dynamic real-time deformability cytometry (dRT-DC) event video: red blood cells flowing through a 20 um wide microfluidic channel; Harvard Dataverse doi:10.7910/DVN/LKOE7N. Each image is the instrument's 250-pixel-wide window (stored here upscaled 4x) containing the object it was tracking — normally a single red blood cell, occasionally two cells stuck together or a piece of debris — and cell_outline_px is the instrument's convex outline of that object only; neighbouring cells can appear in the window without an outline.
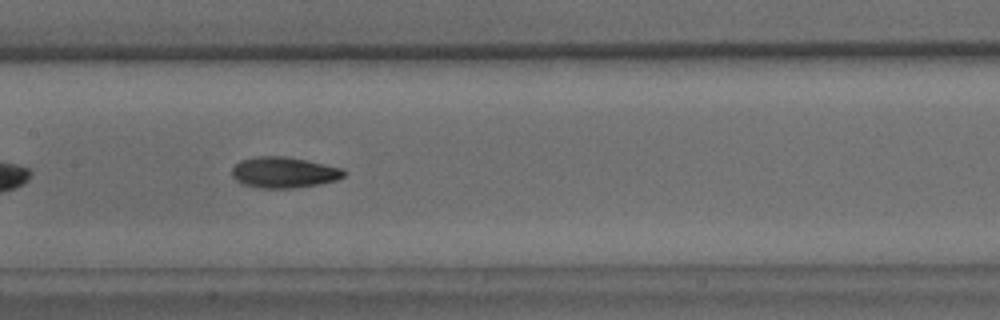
{"species": "common noctule bat (a hibernating species)", "species_latin": "Nyctalus noctula", "temperature_condition": "warm", "stored_images_in_passage": 39, "camera_frame_rate_fps": 3000, "um_per_image_px": 0.085, "animal": {"sex": "male", "body_mass_g": 15.6}, "frame": {"image": 1, "passage_image": 12, "time_ms": 3.667, "image_size_px": [1000, 320], "cell_outline_px": [[344, 176], [336, 180], [320, 184], [292, 188], [260, 188], [244, 184], [236, 180], [232, 176], [232, 168], [240, 160], [256, 156], [284, 156], [324, 164], [340, 168], [344, 172]], "centroid_in_image_um": [24.09, 14.66], "position_along_channel_um": 183.3, "area_um2": 19.94}}
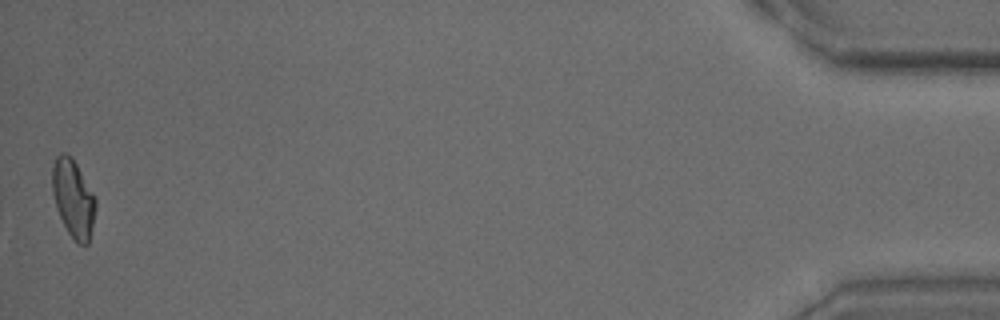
{"frame": {"image": 2, "passage_image": 39, "time_ms": 12.667, "image_size_px": [1000, 320], "cell_outline_px": [[96, 208], [92, 228], [88, 244], [80, 244], [68, 232], [56, 208], [52, 192], [52, 168], [56, 156], [60, 152], [68, 152], [72, 156], [96, 196]], "centroid_in_image_um": [6.23, 16.8], "position_along_channel_um": 429.0, "area_um2": 19.83}, "authors_computed_cell_mechanics": {"area_um2": 19.7676, "velocity_mm_per_s": 3.7622, "shape_relaxation_time_tau1_ms": 4.1829, "shape_relaxation_time_tau2_ms": 2.6475, "deformation_change_tau1": 0.146, "deformation_change_tau2": 0.0803}}